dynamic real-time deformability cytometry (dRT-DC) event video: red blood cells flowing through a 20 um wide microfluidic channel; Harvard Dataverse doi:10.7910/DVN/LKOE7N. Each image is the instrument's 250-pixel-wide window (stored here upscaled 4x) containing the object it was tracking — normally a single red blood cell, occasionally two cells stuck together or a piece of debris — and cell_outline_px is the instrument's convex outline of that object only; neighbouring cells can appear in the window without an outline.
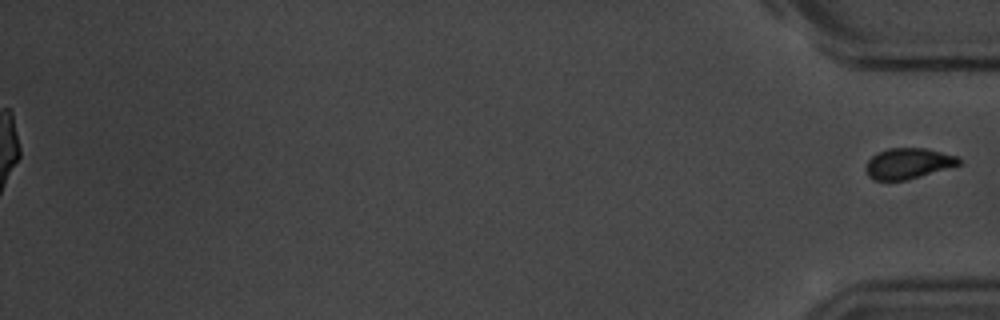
{"species": "common noctule bat (a hibernating species)", "species_latin": "Nyctalus noctula", "temperature_condition": "room temperature", "stored_images_in_passage": 54, "segment_of_instrument_passage": [2, 2], "camera_frame_rate_fps": 3000, "um_per_image_px": 0.085, "animal": {"sex": "male", "body_mass_g": 20.1, "forearm_length_mm": 53.5}, "frame": {"image": 1, "passage_image": 54, "time_ms": 17.667, "image_size_px": [1000, 320], "cell_outline_px": [[960, 164], [904, 180], [876, 180], [868, 176], [864, 168], [868, 160], [876, 152], [888, 148], [928, 148], [960, 156]], "centroid_in_image_um": [77.17, 13.86], "position_along_channel_um": 358.0, "area_um2": 16.59}}